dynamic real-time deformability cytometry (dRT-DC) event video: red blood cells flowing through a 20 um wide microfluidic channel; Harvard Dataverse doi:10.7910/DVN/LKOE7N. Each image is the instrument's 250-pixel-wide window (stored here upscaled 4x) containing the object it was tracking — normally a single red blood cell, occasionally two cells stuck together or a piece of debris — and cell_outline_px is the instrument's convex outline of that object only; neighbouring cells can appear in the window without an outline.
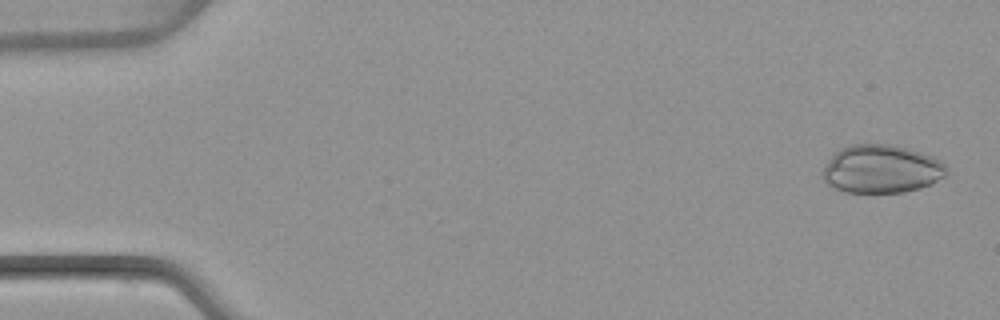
{"species": "common noctule bat (a hibernating species)", "species_latin": "Nyctalus noctula", "temperature_condition": "warm", "stored_images_in_passage": 50, "camera_frame_rate_fps": 3000, "um_per_image_px": 0.085, "animal": {"sex": "female", "body_mass_g": 22.7, "forearm_length_mm": 54.2}, "frame": {"image": 1, "passage_image": 2, "time_ms": 0.333, "image_size_px": [1000, 320], "cell_outline_px": [[948, 172], [944, 176], [932, 184], [920, 188], [904, 192], [848, 192], [836, 188], [828, 184], [820, 176], [820, 172], [824, 164], [840, 148], [852, 144], [892, 144], [908, 148], [932, 156], [940, 160], [948, 168]], "centroid_in_image_um": [74.91, 14.36], "position_along_channel_um": 10.1, "area_um2": 35.03}}
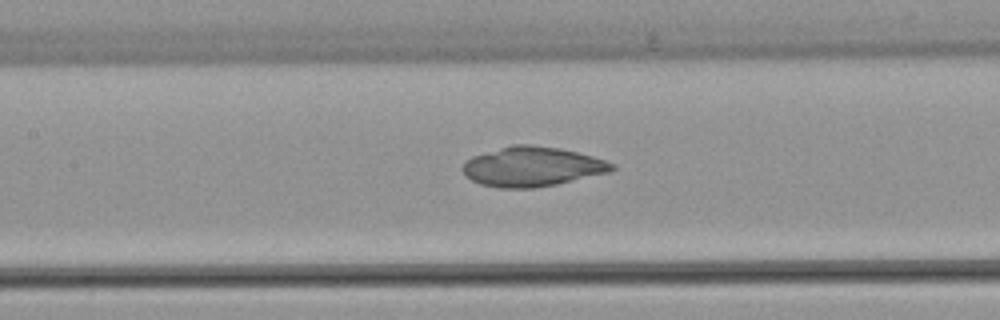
{"frame": {"image": 2, "passage_image": 23, "time_ms": 7.333, "image_size_px": [1000, 320], "cell_outline_px": [[616, 168], [612, 172], [556, 184], [532, 188], [500, 188], [480, 184], [464, 176], [460, 168], [464, 160], [472, 156], [512, 144], [532, 144], [560, 148], [592, 156], [616, 164]], "centroid_in_image_um": [45.21, 14.16], "position_along_channel_um": 162.2, "area_um2": 34.85}}
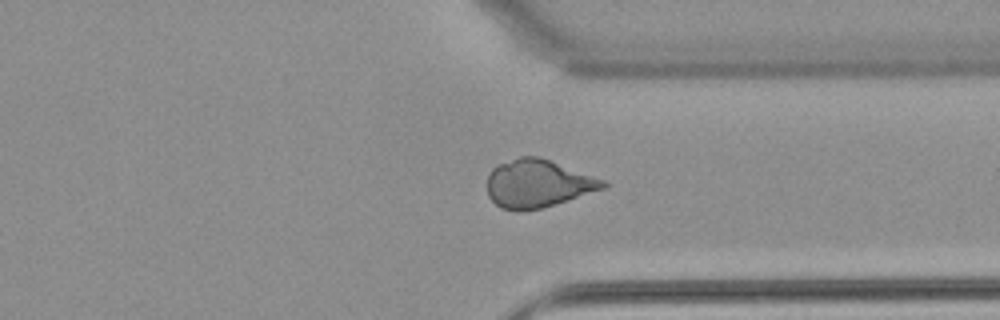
{"frame": {"image": 3, "passage_image": 38, "time_ms": 12.333, "image_size_px": [1000, 320], "cell_outline_px": [[608, 188], [540, 208], [516, 212], [500, 208], [488, 196], [488, 176], [492, 168], [496, 164], [520, 156], [536, 156], [548, 160], [604, 180], [608, 184]], "centroid_in_image_um": [45.69, 15.61], "position_along_channel_um": 365.7, "area_um2": 32.19}}